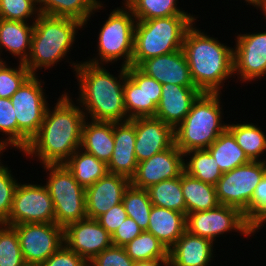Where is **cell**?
I'll use <instances>...</instances> for the list:
<instances>
[{
    "mask_svg": "<svg viewBox=\"0 0 266 266\" xmlns=\"http://www.w3.org/2000/svg\"><path fill=\"white\" fill-rule=\"evenodd\" d=\"M70 95L68 91L62 92L55 106H48L38 133L22 151L23 157L37 159L41 166L64 164L80 148L86 117Z\"/></svg>",
    "mask_w": 266,
    "mask_h": 266,
    "instance_id": "obj_1",
    "label": "cell"
},
{
    "mask_svg": "<svg viewBox=\"0 0 266 266\" xmlns=\"http://www.w3.org/2000/svg\"><path fill=\"white\" fill-rule=\"evenodd\" d=\"M95 65L82 60L73 74L77 79L76 103L85 117L93 121L121 122L128 116L124 105V83L127 67L121 66L117 75L110 73L108 66Z\"/></svg>",
    "mask_w": 266,
    "mask_h": 266,
    "instance_id": "obj_2",
    "label": "cell"
},
{
    "mask_svg": "<svg viewBox=\"0 0 266 266\" xmlns=\"http://www.w3.org/2000/svg\"><path fill=\"white\" fill-rule=\"evenodd\" d=\"M196 23L187 29L182 45L192 81L201 92L222 93L224 83L234 78L233 46L208 35Z\"/></svg>",
    "mask_w": 266,
    "mask_h": 266,
    "instance_id": "obj_3",
    "label": "cell"
},
{
    "mask_svg": "<svg viewBox=\"0 0 266 266\" xmlns=\"http://www.w3.org/2000/svg\"><path fill=\"white\" fill-rule=\"evenodd\" d=\"M84 28V24L76 19L40 14L34 22L31 51L24 63L31 75H39L42 69L52 70L63 60L74 72L81 61H69L68 55L75 48L78 30Z\"/></svg>",
    "mask_w": 266,
    "mask_h": 266,
    "instance_id": "obj_4",
    "label": "cell"
},
{
    "mask_svg": "<svg viewBox=\"0 0 266 266\" xmlns=\"http://www.w3.org/2000/svg\"><path fill=\"white\" fill-rule=\"evenodd\" d=\"M222 93L202 92L189 113L174 129L175 146L184 154L207 149L227 128L223 121Z\"/></svg>",
    "mask_w": 266,
    "mask_h": 266,
    "instance_id": "obj_5",
    "label": "cell"
},
{
    "mask_svg": "<svg viewBox=\"0 0 266 266\" xmlns=\"http://www.w3.org/2000/svg\"><path fill=\"white\" fill-rule=\"evenodd\" d=\"M197 19L198 16H169L136 21L132 66L182 49L185 33Z\"/></svg>",
    "mask_w": 266,
    "mask_h": 266,
    "instance_id": "obj_6",
    "label": "cell"
},
{
    "mask_svg": "<svg viewBox=\"0 0 266 266\" xmlns=\"http://www.w3.org/2000/svg\"><path fill=\"white\" fill-rule=\"evenodd\" d=\"M107 19L100 25L96 44V54L86 62L95 65H120L130 67L134 51V31L136 19L131 10L122 2V6L110 9ZM95 55V56H94Z\"/></svg>",
    "mask_w": 266,
    "mask_h": 266,
    "instance_id": "obj_7",
    "label": "cell"
},
{
    "mask_svg": "<svg viewBox=\"0 0 266 266\" xmlns=\"http://www.w3.org/2000/svg\"><path fill=\"white\" fill-rule=\"evenodd\" d=\"M46 186L54 206L55 223L62 228L87 218L85 188L75 179L65 164L42 165Z\"/></svg>",
    "mask_w": 266,
    "mask_h": 266,
    "instance_id": "obj_8",
    "label": "cell"
},
{
    "mask_svg": "<svg viewBox=\"0 0 266 266\" xmlns=\"http://www.w3.org/2000/svg\"><path fill=\"white\" fill-rule=\"evenodd\" d=\"M40 75H30L10 98L17 120V150L22 152L38 133L50 105Z\"/></svg>",
    "mask_w": 266,
    "mask_h": 266,
    "instance_id": "obj_9",
    "label": "cell"
},
{
    "mask_svg": "<svg viewBox=\"0 0 266 266\" xmlns=\"http://www.w3.org/2000/svg\"><path fill=\"white\" fill-rule=\"evenodd\" d=\"M265 174L266 162L262 161H249L224 172L215 185L220 204L238 208L250 225V202Z\"/></svg>",
    "mask_w": 266,
    "mask_h": 266,
    "instance_id": "obj_10",
    "label": "cell"
},
{
    "mask_svg": "<svg viewBox=\"0 0 266 266\" xmlns=\"http://www.w3.org/2000/svg\"><path fill=\"white\" fill-rule=\"evenodd\" d=\"M186 230L196 236L209 239L214 244L224 234L237 232L246 239L255 234L244 214L236 207L220 204L214 209L186 215Z\"/></svg>",
    "mask_w": 266,
    "mask_h": 266,
    "instance_id": "obj_11",
    "label": "cell"
},
{
    "mask_svg": "<svg viewBox=\"0 0 266 266\" xmlns=\"http://www.w3.org/2000/svg\"><path fill=\"white\" fill-rule=\"evenodd\" d=\"M30 182L20 181L18 183L14 192L12 209L5 225L55 223L53 201L46 186L38 182L34 184L31 180Z\"/></svg>",
    "mask_w": 266,
    "mask_h": 266,
    "instance_id": "obj_12",
    "label": "cell"
},
{
    "mask_svg": "<svg viewBox=\"0 0 266 266\" xmlns=\"http://www.w3.org/2000/svg\"><path fill=\"white\" fill-rule=\"evenodd\" d=\"M241 33L237 32L234 35V79L237 77V83L239 80L244 84H252L254 81L256 84V81L266 77V29L264 32L262 30Z\"/></svg>",
    "mask_w": 266,
    "mask_h": 266,
    "instance_id": "obj_13",
    "label": "cell"
},
{
    "mask_svg": "<svg viewBox=\"0 0 266 266\" xmlns=\"http://www.w3.org/2000/svg\"><path fill=\"white\" fill-rule=\"evenodd\" d=\"M16 230L26 264L40 265L64 244V228L56 223H23Z\"/></svg>",
    "mask_w": 266,
    "mask_h": 266,
    "instance_id": "obj_14",
    "label": "cell"
},
{
    "mask_svg": "<svg viewBox=\"0 0 266 266\" xmlns=\"http://www.w3.org/2000/svg\"><path fill=\"white\" fill-rule=\"evenodd\" d=\"M64 244L88 263L113 245L106 229L90 218L68 224L64 228Z\"/></svg>",
    "mask_w": 266,
    "mask_h": 266,
    "instance_id": "obj_15",
    "label": "cell"
},
{
    "mask_svg": "<svg viewBox=\"0 0 266 266\" xmlns=\"http://www.w3.org/2000/svg\"><path fill=\"white\" fill-rule=\"evenodd\" d=\"M183 171L184 154L174 144L165 151L139 162L130 182L136 188L147 189L161 181L179 177Z\"/></svg>",
    "mask_w": 266,
    "mask_h": 266,
    "instance_id": "obj_16",
    "label": "cell"
},
{
    "mask_svg": "<svg viewBox=\"0 0 266 266\" xmlns=\"http://www.w3.org/2000/svg\"><path fill=\"white\" fill-rule=\"evenodd\" d=\"M135 125L137 162L151 158L175 144L174 128L155 117L130 119Z\"/></svg>",
    "mask_w": 266,
    "mask_h": 266,
    "instance_id": "obj_17",
    "label": "cell"
},
{
    "mask_svg": "<svg viewBox=\"0 0 266 266\" xmlns=\"http://www.w3.org/2000/svg\"><path fill=\"white\" fill-rule=\"evenodd\" d=\"M130 184L129 178L108 172L92 186L86 188L87 218L97 219L112 207L121 203L125 190Z\"/></svg>",
    "mask_w": 266,
    "mask_h": 266,
    "instance_id": "obj_18",
    "label": "cell"
},
{
    "mask_svg": "<svg viewBox=\"0 0 266 266\" xmlns=\"http://www.w3.org/2000/svg\"><path fill=\"white\" fill-rule=\"evenodd\" d=\"M138 68L162 85L195 86L182 49L146 59Z\"/></svg>",
    "mask_w": 266,
    "mask_h": 266,
    "instance_id": "obj_19",
    "label": "cell"
},
{
    "mask_svg": "<svg viewBox=\"0 0 266 266\" xmlns=\"http://www.w3.org/2000/svg\"><path fill=\"white\" fill-rule=\"evenodd\" d=\"M201 93L195 86L170 83L162 85L161 99L154 117L175 129L184 120Z\"/></svg>",
    "mask_w": 266,
    "mask_h": 266,
    "instance_id": "obj_20",
    "label": "cell"
},
{
    "mask_svg": "<svg viewBox=\"0 0 266 266\" xmlns=\"http://www.w3.org/2000/svg\"><path fill=\"white\" fill-rule=\"evenodd\" d=\"M136 131L134 123L127 121L114 122V149L107 164L108 172L131 179L138 162L135 155Z\"/></svg>",
    "mask_w": 266,
    "mask_h": 266,
    "instance_id": "obj_21",
    "label": "cell"
},
{
    "mask_svg": "<svg viewBox=\"0 0 266 266\" xmlns=\"http://www.w3.org/2000/svg\"><path fill=\"white\" fill-rule=\"evenodd\" d=\"M215 245L217 244L209 239L192 235L186 230L168 250V264L170 266H212L216 257Z\"/></svg>",
    "mask_w": 266,
    "mask_h": 266,
    "instance_id": "obj_22",
    "label": "cell"
},
{
    "mask_svg": "<svg viewBox=\"0 0 266 266\" xmlns=\"http://www.w3.org/2000/svg\"><path fill=\"white\" fill-rule=\"evenodd\" d=\"M80 149L108 164L114 149V122L85 119Z\"/></svg>",
    "mask_w": 266,
    "mask_h": 266,
    "instance_id": "obj_23",
    "label": "cell"
},
{
    "mask_svg": "<svg viewBox=\"0 0 266 266\" xmlns=\"http://www.w3.org/2000/svg\"><path fill=\"white\" fill-rule=\"evenodd\" d=\"M34 23L5 20L0 18V55L3 50L25 63L31 51Z\"/></svg>",
    "mask_w": 266,
    "mask_h": 266,
    "instance_id": "obj_24",
    "label": "cell"
},
{
    "mask_svg": "<svg viewBox=\"0 0 266 266\" xmlns=\"http://www.w3.org/2000/svg\"><path fill=\"white\" fill-rule=\"evenodd\" d=\"M186 231V215L175 210L152 206L147 232L152 233L168 250Z\"/></svg>",
    "mask_w": 266,
    "mask_h": 266,
    "instance_id": "obj_25",
    "label": "cell"
},
{
    "mask_svg": "<svg viewBox=\"0 0 266 266\" xmlns=\"http://www.w3.org/2000/svg\"><path fill=\"white\" fill-rule=\"evenodd\" d=\"M37 4L40 14L76 19L84 27H87L91 16L103 10L106 5L100 0H37Z\"/></svg>",
    "mask_w": 266,
    "mask_h": 266,
    "instance_id": "obj_26",
    "label": "cell"
},
{
    "mask_svg": "<svg viewBox=\"0 0 266 266\" xmlns=\"http://www.w3.org/2000/svg\"><path fill=\"white\" fill-rule=\"evenodd\" d=\"M181 187L186 203V215L214 209L220 205L214 185L204 183L185 171L181 174Z\"/></svg>",
    "mask_w": 266,
    "mask_h": 266,
    "instance_id": "obj_27",
    "label": "cell"
},
{
    "mask_svg": "<svg viewBox=\"0 0 266 266\" xmlns=\"http://www.w3.org/2000/svg\"><path fill=\"white\" fill-rule=\"evenodd\" d=\"M247 122V123H246ZM227 124L237 144L243 149L250 161H266V134L258 123L247 121ZM264 154V155H263ZM265 156V157H264ZM263 157V158H262Z\"/></svg>",
    "mask_w": 266,
    "mask_h": 266,
    "instance_id": "obj_28",
    "label": "cell"
},
{
    "mask_svg": "<svg viewBox=\"0 0 266 266\" xmlns=\"http://www.w3.org/2000/svg\"><path fill=\"white\" fill-rule=\"evenodd\" d=\"M64 164L72 172L74 179L85 189L108 173L105 162L80 148Z\"/></svg>",
    "mask_w": 266,
    "mask_h": 266,
    "instance_id": "obj_29",
    "label": "cell"
},
{
    "mask_svg": "<svg viewBox=\"0 0 266 266\" xmlns=\"http://www.w3.org/2000/svg\"><path fill=\"white\" fill-rule=\"evenodd\" d=\"M207 150L213 155L223 173L250 161L243 149L237 144L233 134L227 128Z\"/></svg>",
    "mask_w": 266,
    "mask_h": 266,
    "instance_id": "obj_30",
    "label": "cell"
},
{
    "mask_svg": "<svg viewBox=\"0 0 266 266\" xmlns=\"http://www.w3.org/2000/svg\"><path fill=\"white\" fill-rule=\"evenodd\" d=\"M137 21L169 16H196L178 5V0H122Z\"/></svg>",
    "mask_w": 266,
    "mask_h": 266,
    "instance_id": "obj_31",
    "label": "cell"
},
{
    "mask_svg": "<svg viewBox=\"0 0 266 266\" xmlns=\"http://www.w3.org/2000/svg\"><path fill=\"white\" fill-rule=\"evenodd\" d=\"M184 171L204 183L214 186L223 174L215 158L207 149L191 150L184 153Z\"/></svg>",
    "mask_w": 266,
    "mask_h": 266,
    "instance_id": "obj_32",
    "label": "cell"
},
{
    "mask_svg": "<svg viewBox=\"0 0 266 266\" xmlns=\"http://www.w3.org/2000/svg\"><path fill=\"white\" fill-rule=\"evenodd\" d=\"M146 191L154 206L175 210L186 215V203L181 187V175L156 183L148 187Z\"/></svg>",
    "mask_w": 266,
    "mask_h": 266,
    "instance_id": "obj_33",
    "label": "cell"
},
{
    "mask_svg": "<svg viewBox=\"0 0 266 266\" xmlns=\"http://www.w3.org/2000/svg\"><path fill=\"white\" fill-rule=\"evenodd\" d=\"M124 105L129 119L145 117L144 72L138 67H127L124 83Z\"/></svg>",
    "mask_w": 266,
    "mask_h": 266,
    "instance_id": "obj_34",
    "label": "cell"
},
{
    "mask_svg": "<svg viewBox=\"0 0 266 266\" xmlns=\"http://www.w3.org/2000/svg\"><path fill=\"white\" fill-rule=\"evenodd\" d=\"M123 247L134 262L168 259V249L147 231H143Z\"/></svg>",
    "mask_w": 266,
    "mask_h": 266,
    "instance_id": "obj_35",
    "label": "cell"
},
{
    "mask_svg": "<svg viewBox=\"0 0 266 266\" xmlns=\"http://www.w3.org/2000/svg\"><path fill=\"white\" fill-rule=\"evenodd\" d=\"M122 203L127 217L132 218L143 231H147L153 204L146 189L136 188L130 184L125 190Z\"/></svg>",
    "mask_w": 266,
    "mask_h": 266,
    "instance_id": "obj_36",
    "label": "cell"
},
{
    "mask_svg": "<svg viewBox=\"0 0 266 266\" xmlns=\"http://www.w3.org/2000/svg\"><path fill=\"white\" fill-rule=\"evenodd\" d=\"M19 237L12 226L0 224V266H24Z\"/></svg>",
    "mask_w": 266,
    "mask_h": 266,
    "instance_id": "obj_37",
    "label": "cell"
},
{
    "mask_svg": "<svg viewBox=\"0 0 266 266\" xmlns=\"http://www.w3.org/2000/svg\"><path fill=\"white\" fill-rule=\"evenodd\" d=\"M2 133V134H1ZM0 150L17 149V120L10 98H0Z\"/></svg>",
    "mask_w": 266,
    "mask_h": 266,
    "instance_id": "obj_38",
    "label": "cell"
},
{
    "mask_svg": "<svg viewBox=\"0 0 266 266\" xmlns=\"http://www.w3.org/2000/svg\"><path fill=\"white\" fill-rule=\"evenodd\" d=\"M39 15L37 0H0L2 19L34 23Z\"/></svg>",
    "mask_w": 266,
    "mask_h": 266,
    "instance_id": "obj_39",
    "label": "cell"
},
{
    "mask_svg": "<svg viewBox=\"0 0 266 266\" xmlns=\"http://www.w3.org/2000/svg\"><path fill=\"white\" fill-rule=\"evenodd\" d=\"M30 75L24 63L13 67L7 61L3 62L0 65V98H11Z\"/></svg>",
    "mask_w": 266,
    "mask_h": 266,
    "instance_id": "obj_40",
    "label": "cell"
},
{
    "mask_svg": "<svg viewBox=\"0 0 266 266\" xmlns=\"http://www.w3.org/2000/svg\"><path fill=\"white\" fill-rule=\"evenodd\" d=\"M0 155V224H4L10 215L18 179L11 173L8 164H4ZM3 163V164H2Z\"/></svg>",
    "mask_w": 266,
    "mask_h": 266,
    "instance_id": "obj_41",
    "label": "cell"
},
{
    "mask_svg": "<svg viewBox=\"0 0 266 266\" xmlns=\"http://www.w3.org/2000/svg\"><path fill=\"white\" fill-rule=\"evenodd\" d=\"M266 220V174L256 186L250 202V226L256 230Z\"/></svg>",
    "mask_w": 266,
    "mask_h": 266,
    "instance_id": "obj_42",
    "label": "cell"
},
{
    "mask_svg": "<svg viewBox=\"0 0 266 266\" xmlns=\"http://www.w3.org/2000/svg\"><path fill=\"white\" fill-rule=\"evenodd\" d=\"M124 247L110 246L89 262V266H134Z\"/></svg>",
    "mask_w": 266,
    "mask_h": 266,
    "instance_id": "obj_43",
    "label": "cell"
},
{
    "mask_svg": "<svg viewBox=\"0 0 266 266\" xmlns=\"http://www.w3.org/2000/svg\"><path fill=\"white\" fill-rule=\"evenodd\" d=\"M39 266H89V263L63 244Z\"/></svg>",
    "mask_w": 266,
    "mask_h": 266,
    "instance_id": "obj_44",
    "label": "cell"
},
{
    "mask_svg": "<svg viewBox=\"0 0 266 266\" xmlns=\"http://www.w3.org/2000/svg\"><path fill=\"white\" fill-rule=\"evenodd\" d=\"M162 84L144 73L145 117H154L161 99Z\"/></svg>",
    "mask_w": 266,
    "mask_h": 266,
    "instance_id": "obj_45",
    "label": "cell"
},
{
    "mask_svg": "<svg viewBox=\"0 0 266 266\" xmlns=\"http://www.w3.org/2000/svg\"><path fill=\"white\" fill-rule=\"evenodd\" d=\"M142 232L143 230L132 218L126 217L124 222L111 235L112 244L123 247Z\"/></svg>",
    "mask_w": 266,
    "mask_h": 266,
    "instance_id": "obj_46",
    "label": "cell"
},
{
    "mask_svg": "<svg viewBox=\"0 0 266 266\" xmlns=\"http://www.w3.org/2000/svg\"><path fill=\"white\" fill-rule=\"evenodd\" d=\"M126 217L127 213L123 203L121 202L99 216L96 220L110 235H112L122 222H124Z\"/></svg>",
    "mask_w": 266,
    "mask_h": 266,
    "instance_id": "obj_47",
    "label": "cell"
},
{
    "mask_svg": "<svg viewBox=\"0 0 266 266\" xmlns=\"http://www.w3.org/2000/svg\"><path fill=\"white\" fill-rule=\"evenodd\" d=\"M134 266H168V259L135 262Z\"/></svg>",
    "mask_w": 266,
    "mask_h": 266,
    "instance_id": "obj_48",
    "label": "cell"
},
{
    "mask_svg": "<svg viewBox=\"0 0 266 266\" xmlns=\"http://www.w3.org/2000/svg\"><path fill=\"white\" fill-rule=\"evenodd\" d=\"M241 1V0H240ZM246 3V5L254 6V8H258L262 6L264 3H266V0H242Z\"/></svg>",
    "mask_w": 266,
    "mask_h": 266,
    "instance_id": "obj_49",
    "label": "cell"
},
{
    "mask_svg": "<svg viewBox=\"0 0 266 266\" xmlns=\"http://www.w3.org/2000/svg\"><path fill=\"white\" fill-rule=\"evenodd\" d=\"M260 11L264 17L262 19L266 20V3H264L262 6L257 8V11ZM266 24V23H265Z\"/></svg>",
    "mask_w": 266,
    "mask_h": 266,
    "instance_id": "obj_50",
    "label": "cell"
},
{
    "mask_svg": "<svg viewBox=\"0 0 266 266\" xmlns=\"http://www.w3.org/2000/svg\"><path fill=\"white\" fill-rule=\"evenodd\" d=\"M3 62H6V60H5L4 58H2L1 55H0V65H1Z\"/></svg>",
    "mask_w": 266,
    "mask_h": 266,
    "instance_id": "obj_51",
    "label": "cell"
},
{
    "mask_svg": "<svg viewBox=\"0 0 266 266\" xmlns=\"http://www.w3.org/2000/svg\"><path fill=\"white\" fill-rule=\"evenodd\" d=\"M24 266H38V265H34V264H25Z\"/></svg>",
    "mask_w": 266,
    "mask_h": 266,
    "instance_id": "obj_52",
    "label": "cell"
}]
</instances>
